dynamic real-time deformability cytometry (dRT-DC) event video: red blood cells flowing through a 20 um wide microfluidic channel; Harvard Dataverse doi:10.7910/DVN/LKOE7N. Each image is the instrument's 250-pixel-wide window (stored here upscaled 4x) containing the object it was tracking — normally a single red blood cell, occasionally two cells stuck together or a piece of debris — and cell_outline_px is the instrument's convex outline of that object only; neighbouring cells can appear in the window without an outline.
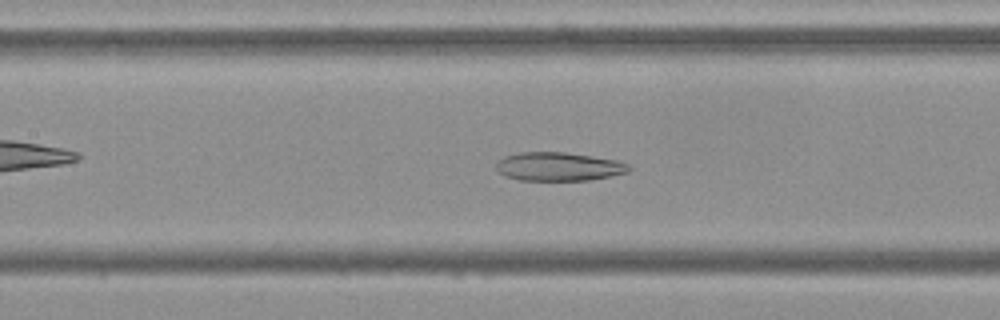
{"species": "Egyptian fruit bat (a non-hibernating species)", "species_latin": "Rousettus aegyptiacus", "temperature_condition": "cold", "stored_images_in_passage": 54, "camera_frame_rate_fps": 3000, "um_per_image_px": 0.085, "frame": {"image": 1, "passage_image": 24, "time_ms": 7.667, "image_size_px": [1000, 320], "cell_outline_px": [[632, 168], [628, 172], [588, 180], [520, 180], [504, 176], [496, 172], [496, 160], [504, 156], [520, 152], [564, 152], [620, 160], [628, 164]], "centroid_in_image_um": [47.45, 14.15], "position_along_channel_um": 160.0, "area_um2": 22.31}}
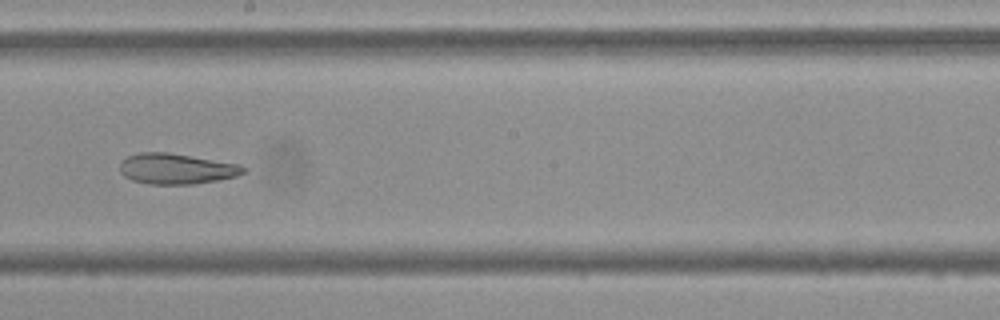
{"frame": {"image": 2, "passage_image": 30, "time_ms": 9.667, "image_size_px": [1000, 320], "cell_outline_px": [[248, 168], [244, 172], [236, 176], [216, 180], [192, 184], [148, 184], [132, 180], [124, 176], [120, 172], [120, 160], [128, 156], [140, 152], [168, 152], [240, 164]], "centroid_in_image_um": [14.97, 14.34], "position_along_channel_um": 233.2, "area_um2": 22.08}}
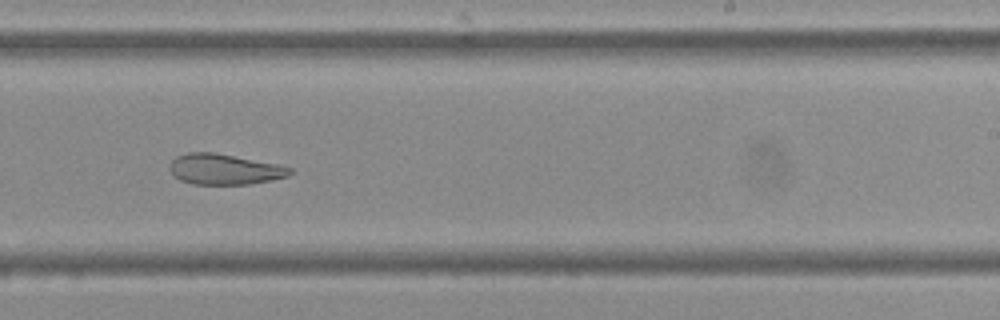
{"frame": {"image": 3, "passage_image": 33, "time_ms": 10.667, "image_size_px": [1000, 320], "cell_outline_px": [[292, 172], [288, 176], [272, 180], [248, 184], [192, 184], [180, 180], [168, 168], [172, 160], [176, 156], [188, 152], [212, 152], [276, 164], [292, 168]], "centroid_in_image_um": [19.05, 14.39], "position_along_channel_um": 269.9, "area_um2": 21.21}, "authors_computed_cell_mechanics": {"area_um2": 27.3105, "velocity_mm_per_s": 3.6722, "shape_relaxation_time_tau1_ms": null, "shape_relaxation_time_tau2_ms": 4.0705, "deformation_change_tau1": null, "deformation_change_tau2": 0.1108}}